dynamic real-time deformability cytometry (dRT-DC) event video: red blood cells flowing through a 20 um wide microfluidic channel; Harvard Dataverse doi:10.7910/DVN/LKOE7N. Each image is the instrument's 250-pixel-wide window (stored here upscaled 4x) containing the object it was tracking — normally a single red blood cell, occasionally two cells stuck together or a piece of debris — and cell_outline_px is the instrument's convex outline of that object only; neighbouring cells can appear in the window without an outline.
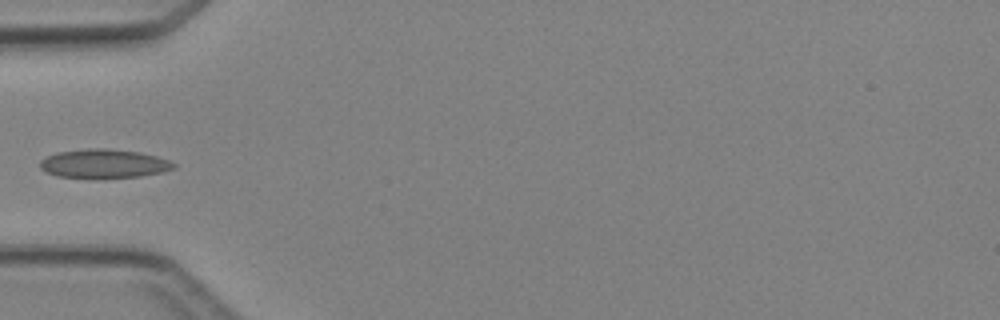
{"species": "Egyptian fruit bat (a non-hibernating species)", "species_latin": "Rousettus aegyptiacus", "temperature_condition": "cold", "stored_images_in_passage": 4, "camera_frame_rate_fps": 3000, "um_per_image_px": 0.085, "animal": {"sex": "female"}, "frame": {"image": 1, "passage_image": 4, "time_ms": 3.667, "image_size_px": [1000, 320], "cell_outline_px": [[176, 168], [160, 172], [140, 176], [100, 180], [56, 176], [44, 172], [40, 168], [40, 160], [56, 152], [88, 148], [104, 148], [140, 152], [156, 156], [168, 160], [176, 164]], "centroid_in_image_um": [8.79, 13.94], "position_along_channel_um": 76.2, "area_um2": 23.12}}